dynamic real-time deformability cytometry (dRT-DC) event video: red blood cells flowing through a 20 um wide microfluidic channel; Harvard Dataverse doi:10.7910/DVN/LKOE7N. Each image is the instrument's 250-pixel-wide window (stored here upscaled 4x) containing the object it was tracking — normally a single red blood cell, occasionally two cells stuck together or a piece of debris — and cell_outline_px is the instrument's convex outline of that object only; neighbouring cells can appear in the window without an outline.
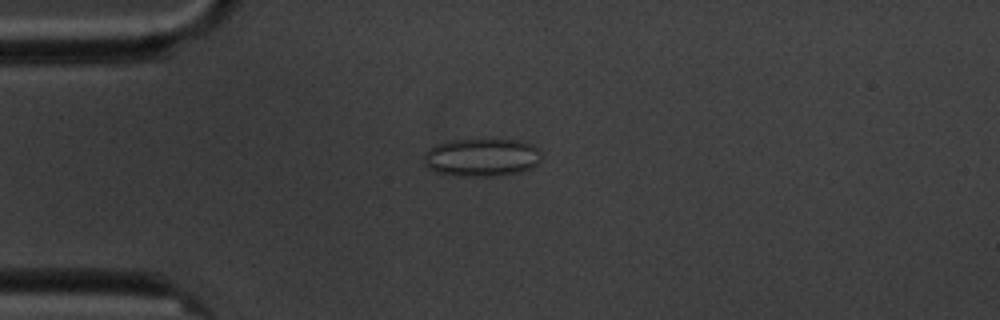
{"species": "common noctule bat (a hibernating species)", "species_latin": "Nyctalus noctula", "temperature_condition": "cold", "stored_images_in_passage": 4, "camera_frame_rate_fps": 3000, "um_per_image_px": 0.085, "animal": {"sex": "male", "body_mass_g": 20.1, "forearm_length_mm": 53.5}, "frame": {"image": 1, "passage_image": 2, "time_ms": 1.333, "image_size_px": [1000, 320], "cell_outline_px": [[540, 160], [532, 168], [520, 172], [500, 176], [460, 176], [436, 172], [428, 168], [424, 164], [424, 152], [436, 144], [452, 140], [484, 136], [496, 136], [524, 140], [532, 144], [540, 152]], "centroid_in_image_um": [40.97, 13.31], "position_along_channel_um": 44.0, "area_um2": 27.4}}
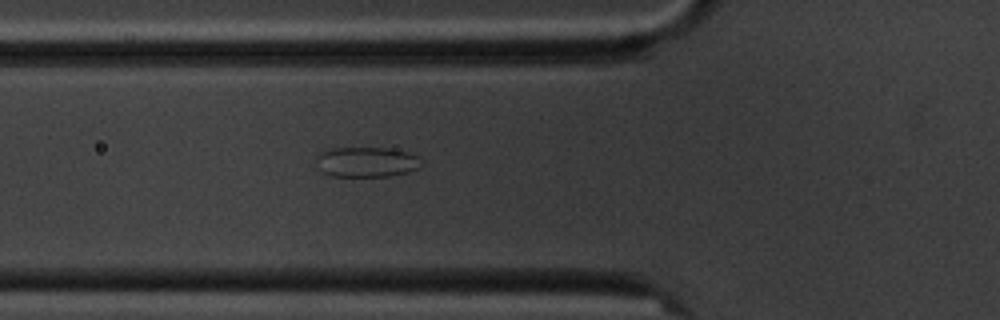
{"frame": {"image": 2, "passage_image": 4, "time_ms": 3.333, "image_size_px": [1000, 320], "cell_outline_px": [[424, 164], [420, 168], [408, 172], [388, 176], [332, 176], [320, 172], [316, 160], [316, 156], [320, 152], [332, 148], [392, 148], [408, 152], [420, 156], [424, 160]], "centroid_in_image_um": [31.21, 13.76], "position_along_channel_um": 94.6, "area_um2": 18.9}}